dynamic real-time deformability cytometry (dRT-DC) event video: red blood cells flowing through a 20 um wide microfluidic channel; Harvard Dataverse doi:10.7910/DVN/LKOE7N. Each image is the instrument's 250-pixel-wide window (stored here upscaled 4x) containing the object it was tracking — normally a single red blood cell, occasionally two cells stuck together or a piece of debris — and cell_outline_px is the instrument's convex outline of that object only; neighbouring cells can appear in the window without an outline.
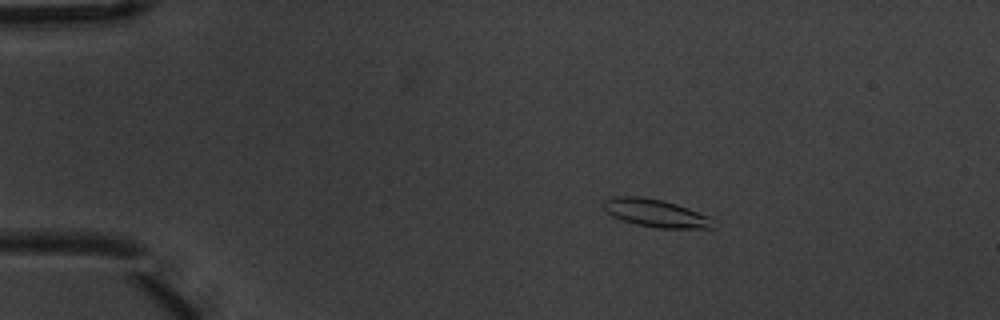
{"species": "common noctule bat (a hibernating species)", "species_latin": "Nyctalus noctula", "temperature_condition": "warm", "stored_images_in_passage": 4, "camera_frame_rate_fps": 3000, "um_per_image_px": 0.085, "animal": {"sex": "male", "body_mass_g": 20.1, "forearm_length_mm": 53.5}, "frame": {"image": 1, "passage_image": 3, "time_ms": 0.667, "image_size_px": [1000, 320], "cell_outline_px": [[712, 228], [656, 228], [636, 224], [612, 216], [604, 208], [604, 200], [612, 196], [640, 196], [664, 200], [688, 208], [708, 216]], "centroid_in_image_um": [55.67, 18.1], "position_along_channel_um": 29.3, "area_um2": 17.46}}